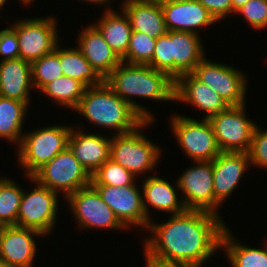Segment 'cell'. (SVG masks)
<instances>
[{
  "instance_id": "34",
  "label": "cell",
  "mask_w": 267,
  "mask_h": 267,
  "mask_svg": "<svg viewBox=\"0 0 267 267\" xmlns=\"http://www.w3.org/2000/svg\"><path fill=\"white\" fill-rule=\"evenodd\" d=\"M235 14H240L251 28L263 30L267 27V0H249Z\"/></svg>"
},
{
  "instance_id": "40",
  "label": "cell",
  "mask_w": 267,
  "mask_h": 267,
  "mask_svg": "<svg viewBox=\"0 0 267 267\" xmlns=\"http://www.w3.org/2000/svg\"><path fill=\"white\" fill-rule=\"evenodd\" d=\"M232 1V15L235 14L243 5H245L249 0H231Z\"/></svg>"
},
{
  "instance_id": "24",
  "label": "cell",
  "mask_w": 267,
  "mask_h": 267,
  "mask_svg": "<svg viewBox=\"0 0 267 267\" xmlns=\"http://www.w3.org/2000/svg\"><path fill=\"white\" fill-rule=\"evenodd\" d=\"M120 8L128 16L132 30L157 39L168 32L161 3L156 0H124Z\"/></svg>"
},
{
  "instance_id": "16",
  "label": "cell",
  "mask_w": 267,
  "mask_h": 267,
  "mask_svg": "<svg viewBox=\"0 0 267 267\" xmlns=\"http://www.w3.org/2000/svg\"><path fill=\"white\" fill-rule=\"evenodd\" d=\"M249 165L246 152H221L212 161L215 214L220 215L218 209L235 192Z\"/></svg>"
},
{
  "instance_id": "26",
  "label": "cell",
  "mask_w": 267,
  "mask_h": 267,
  "mask_svg": "<svg viewBox=\"0 0 267 267\" xmlns=\"http://www.w3.org/2000/svg\"><path fill=\"white\" fill-rule=\"evenodd\" d=\"M233 231L225 227L221 236V250L232 267H267V239L262 248L249 247L234 237ZM242 243V244H241Z\"/></svg>"
},
{
  "instance_id": "27",
  "label": "cell",
  "mask_w": 267,
  "mask_h": 267,
  "mask_svg": "<svg viewBox=\"0 0 267 267\" xmlns=\"http://www.w3.org/2000/svg\"><path fill=\"white\" fill-rule=\"evenodd\" d=\"M60 44L59 42V62L63 75L79 80L86 87L100 85L105 81L76 46L62 48Z\"/></svg>"
},
{
  "instance_id": "13",
  "label": "cell",
  "mask_w": 267,
  "mask_h": 267,
  "mask_svg": "<svg viewBox=\"0 0 267 267\" xmlns=\"http://www.w3.org/2000/svg\"><path fill=\"white\" fill-rule=\"evenodd\" d=\"M67 206L71 208L75 222L80 228L122 230L127 229L116 218L113 210L102 200L100 194L92 186L79 189L70 194L66 199Z\"/></svg>"
},
{
  "instance_id": "1",
  "label": "cell",
  "mask_w": 267,
  "mask_h": 267,
  "mask_svg": "<svg viewBox=\"0 0 267 267\" xmlns=\"http://www.w3.org/2000/svg\"><path fill=\"white\" fill-rule=\"evenodd\" d=\"M227 224L215 213L186 209L168 220L150 222L143 249L162 260L202 267L221 249V236ZM150 231V232H149Z\"/></svg>"
},
{
  "instance_id": "37",
  "label": "cell",
  "mask_w": 267,
  "mask_h": 267,
  "mask_svg": "<svg viewBox=\"0 0 267 267\" xmlns=\"http://www.w3.org/2000/svg\"><path fill=\"white\" fill-rule=\"evenodd\" d=\"M200 2L211 14V16L220 22L229 15H232V1L231 0H197Z\"/></svg>"
},
{
  "instance_id": "33",
  "label": "cell",
  "mask_w": 267,
  "mask_h": 267,
  "mask_svg": "<svg viewBox=\"0 0 267 267\" xmlns=\"http://www.w3.org/2000/svg\"><path fill=\"white\" fill-rule=\"evenodd\" d=\"M156 40L145 33L132 30L128 49L121 61L148 65L154 55Z\"/></svg>"
},
{
  "instance_id": "2",
  "label": "cell",
  "mask_w": 267,
  "mask_h": 267,
  "mask_svg": "<svg viewBox=\"0 0 267 267\" xmlns=\"http://www.w3.org/2000/svg\"><path fill=\"white\" fill-rule=\"evenodd\" d=\"M105 82L145 120H154L153 113L133 98L174 102L175 80L167 73L145 64L121 63L105 78Z\"/></svg>"
},
{
  "instance_id": "21",
  "label": "cell",
  "mask_w": 267,
  "mask_h": 267,
  "mask_svg": "<svg viewBox=\"0 0 267 267\" xmlns=\"http://www.w3.org/2000/svg\"><path fill=\"white\" fill-rule=\"evenodd\" d=\"M144 178L145 180L143 179L140 182L142 183L140 186L142 188L143 205L149 223L152 221L149 207L171 215L180 214L186 210L181 196H178L179 188L176 180L174 186H172L173 183L171 184L165 178L163 179V177L161 178L157 175L152 174Z\"/></svg>"
},
{
  "instance_id": "9",
  "label": "cell",
  "mask_w": 267,
  "mask_h": 267,
  "mask_svg": "<svg viewBox=\"0 0 267 267\" xmlns=\"http://www.w3.org/2000/svg\"><path fill=\"white\" fill-rule=\"evenodd\" d=\"M34 186L31 192L23 190L17 215V226L35 229L44 236L52 234L57 221L58 193L40 185L32 176L25 175Z\"/></svg>"
},
{
  "instance_id": "31",
  "label": "cell",
  "mask_w": 267,
  "mask_h": 267,
  "mask_svg": "<svg viewBox=\"0 0 267 267\" xmlns=\"http://www.w3.org/2000/svg\"><path fill=\"white\" fill-rule=\"evenodd\" d=\"M31 73L33 88L39 92L46 84L63 76L59 62V43L52 52L31 63Z\"/></svg>"
},
{
  "instance_id": "36",
  "label": "cell",
  "mask_w": 267,
  "mask_h": 267,
  "mask_svg": "<svg viewBox=\"0 0 267 267\" xmlns=\"http://www.w3.org/2000/svg\"><path fill=\"white\" fill-rule=\"evenodd\" d=\"M0 61L19 58V41L11 27L0 29Z\"/></svg>"
},
{
  "instance_id": "20",
  "label": "cell",
  "mask_w": 267,
  "mask_h": 267,
  "mask_svg": "<svg viewBox=\"0 0 267 267\" xmlns=\"http://www.w3.org/2000/svg\"><path fill=\"white\" fill-rule=\"evenodd\" d=\"M168 31L199 34V29L213 26L216 20L197 0L161 4Z\"/></svg>"
},
{
  "instance_id": "42",
  "label": "cell",
  "mask_w": 267,
  "mask_h": 267,
  "mask_svg": "<svg viewBox=\"0 0 267 267\" xmlns=\"http://www.w3.org/2000/svg\"><path fill=\"white\" fill-rule=\"evenodd\" d=\"M21 2V4H23L24 6H31V3H34V0H19Z\"/></svg>"
},
{
  "instance_id": "29",
  "label": "cell",
  "mask_w": 267,
  "mask_h": 267,
  "mask_svg": "<svg viewBox=\"0 0 267 267\" xmlns=\"http://www.w3.org/2000/svg\"><path fill=\"white\" fill-rule=\"evenodd\" d=\"M86 88L79 80L63 75L46 84L40 91L59 107H67L66 109L74 111Z\"/></svg>"
},
{
  "instance_id": "5",
  "label": "cell",
  "mask_w": 267,
  "mask_h": 267,
  "mask_svg": "<svg viewBox=\"0 0 267 267\" xmlns=\"http://www.w3.org/2000/svg\"><path fill=\"white\" fill-rule=\"evenodd\" d=\"M152 123L155 121L145 120L135 130L113 135L111 138L110 159L119 163L137 178L142 174L154 172L162 156L161 147L154 144L143 133L145 128L152 126L150 125Z\"/></svg>"
},
{
  "instance_id": "35",
  "label": "cell",
  "mask_w": 267,
  "mask_h": 267,
  "mask_svg": "<svg viewBox=\"0 0 267 267\" xmlns=\"http://www.w3.org/2000/svg\"><path fill=\"white\" fill-rule=\"evenodd\" d=\"M264 130L258 124L255 126L248 155L251 165L267 169V130Z\"/></svg>"
},
{
  "instance_id": "41",
  "label": "cell",
  "mask_w": 267,
  "mask_h": 267,
  "mask_svg": "<svg viewBox=\"0 0 267 267\" xmlns=\"http://www.w3.org/2000/svg\"><path fill=\"white\" fill-rule=\"evenodd\" d=\"M161 4H165V3H173V2H183V1H187V0H156Z\"/></svg>"
},
{
  "instance_id": "38",
  "label": "cell",
  "mask_w": 267,
  "mask_h": 267,
  "mask_svg": "<svg viewBox=\"0 0 267 267\" xmlns=\"http://www.w3.org/2000/svg\"><path fill=\"white\" fill-rule=\"evenodd\" d=\"M143 252L145 255V267H191L185 263L159 259L148 253L145 249Z\"/></svg>"
},
{
  "instance_id": "25",
  "label": "cell",
  "mask_w": 267,
  "mask_h": 267,
  "mask_svg": "<svg viewBox=\"0 0 267 267\" xmlns=\"http://www.w3.org/2000/svg\"><path fill=\"white\" fill-rule=\"evenodd\" d=\"M103 10L104 13L93 25L100 31L113 52L121 59L129 46L132 27L128 16L120 8Z\"/></svg>"
},
{
  "instance_id": "43",
  "label": "cell",
  "mask_w": 267,
  "mask_h": 267,
  "mask_svg": "<svg viewBox=\"0 0 267 267\" xmlns=\"http://www.w3.org/2000/svg\"><path fill=\"white\" fill-rule=\"evenodd\" d=\"M6 2H9V1L8 0H0V10L4 11L3 7H5L4 5L7 4ZM0 13H1V11H0Z\"/></svg>"
},
{
  "instance_id": "7",
  "label": "cell",
  "mask_w": 267,
  "mask_h": 267,
  "mask_svg": "<svg viewBox=\"0 0 267 267\" xmlns=\"http://www.w3.org/2000/svg\"><path fill=\"white\" fill-rule=\"evenodd\" d=\"M170 117L174 139L191 161H213L221 153L208 119H193L179 113Z\"/></svg>"
},
{
  "instance_id": "12",
  "label": "cell",
  "mask_w": 267,
  "mask_h": 267,
  "mask_svg": "<svg viewBox=\"0 0 267 267\" xmlns=\"http://www.w3.org/2000/svg\"><path fill=\"white\" fill-rule=\"evenodd\" d=\"M246 112V104L229 106L208 119L221 152L248 153L257 122H252Z\"/></svg>"
},
{
  "instance_id": "19",
  "label": "cell",
  "mask_w": 267,
  "mask_h": 267,
  "mask_svg": "<svg viewBox=\"0 0 267 267\" xmlns=\"http://www.w3.org/2000/svg\"><path fill=\"white\" fill-rule=\"evenodd\" d=\"M85 127L72 129L68 139V148L75 158L92 176L107 160L110 159L111 137L102 134L84 132Z\"/></svg>"
},
{
  "instance_id": "22",
  "label": "cell",
  "mask_w": 267,
  "mask_h": 267,
  "mask_svg": "<svg viewBox=\"0 0 267 267\" xmlns=\"http://www.w3.org/2000/svg\"><path fill=\"white\" fill-rule=\"evenodd\" d=\"M76 43L83 56L104 79L121 63L93 24L83 27Z\"/></svg>"
},
{
  "instance_id": "14",
  "label": "cell",
  "mask_w": 267,
  "mask_h": 267,
  "mask_svg": "<svg viewBox=\"0 0 267 267\" xmlns=\"http://www.w3.org/2000/svg\"><path fill=\"white\" fill-rule=\"evenodd\" d=\"M111 208L119 222L129 231L132 227L147 231L149 219L143 205L142 188L138 184L124 187L92 185ZM141 190V191H140Z\"/></svg>"
},
{
  "instance_id": "18",
  "label": "cell",
  "mask_w": 267,
  "mask_h": 267,
  "mask_svg": "<svg viewBox=\"0 0 267 267\" xmlns=\"http://www.w3.org/2000/svg\"><path fill=\"white\" fill-rule=\"evenodd\" d=\"M174 102L190 104L209 119L226 110L229 105L213 89L198 80L192 73H185L175 80Z\"/></svg>"
},
{
  "instance_id": "28",
  "label": "cell",
  "mask_w": 267,
  "mask_h": 267,
  "mask_svg": "<svg viewBox=\"0 0 267 267\" xmlns=\"http://www.w3.org/2000/svg\"><path fill=\"white\" fill-rule=\"evenodd\" d=\"M25 102L0 97V138L19 146L23 125L29 112Z\"/></svg>"
},
{
  "instance_id": "17",
  "label": "cell",
  "mask_w": 267,
  "mask_h": 267,
  "mask_svg": "<svg viewBox=\"0 0 267 267\" xmlns=\"http://www.w3.org/2000/svg\"><path fill=\"white\" fill-rule=\"evenodd\" d=\"M44 235L31 228L17 225L1 226V260L10 267H33L37 250L36 239Z\"/></svg>"
},
{
  "instance_id": "3",
  "label": "cell",
  "mask_w": 267,
  "mask_h": 267,
  "mask_svg": "<svg viewBox=\"0 0 267 267\" xmlns=\"http://www.w3.org/2000/svg\"><path fill=\"white\" fill-rule=\"evenodd\" d=\"M74 111L84 116L93 126L113 131L110 136L131 132L145 121L105 81L100 85L87 87Z\"/></svg>"
},
{
  "instance_id": "8",
  "label": "cell",
  "mask_w": 267,
  "mask_h": 267,
  "mask_svg": "<svg viewBox=\"0 0 267 267\" xmlns=\"http://www.w3.org/2000/svg\"><path fill=\"white\" fill-rule=\"evenodd\" d=\"M32 178L40 185L56 193H62L64 199L77 190L91 185V175L68 147L38 169Z\"/></svg>"
},
{
  "instance_id": "10",
  "label": "cell",
  "mask_w": 267,
  "mask_h": 267,
  "mask_svg": "<svg viewBox=\"0 0 267 267\" xmlns=\"http://www.w3.org/2000/svg\"><path fill=\"white\" fill-rule=\"evenodd\" d=\"M54 16L19 19L10 26L19 41V58L32 63L52 52L60 36Z\"/></svg>"
},
{
  "instance_id": "15",
  "label": "cell",
  "mask_w": 267,
  "mask_h": 267,
  "mask_svg": "<svg viewBox=\"0 0 267 267\" xmlns=\"http://www.w3.org/2000/svg\"><path fill=\"white\" fill-rule=\"evenodd\" d=\"M176 181L186 209L214 213L212 161H194Z\"/></svg>"
},
{
  "instance_id": "44",
  "label": "cell",
  "mask_w": 267,
  "mask_h": 267,
  "mask_svg": "<svg viewBox=\"0 0 267 267\" xmlns=\"http://www.w3.org/2000/svg\"><path fill=\"white\" fill-rule=\"evenodd\" d=\"M0 267H10V266L6 264L4 261L0 260Z\"/></svg>"
},
{
  "instance_id": "30",
  "label": "cell",
  "mask_w": 267,
  "mask_h": 267,
  "mask_svg": "<svg viewBox=\"0 0 267 267\" xmlns=\"http://www.w3.org/2000/svg\"><path fill=\"white\" fill-rule=\"evenodd\" d=\"M18 182L0 177V226L17 225V215L23 195Z\"/></svg>"
},
{
  "instance_id": "39",
  "label": "cell",
  "mask_w": 267,
  "mask_h": 267,
  "mask_svg": "<svg viewBox=\"0 0 267 267\" xmlns=\"http://www.w3.org/2000/svg\"><path fill=\"white\" fill-rule=\"evenodd\" d=\"M78 1H80V2H86V3H89V4H93V5H100V6H103V8H104V10H110V9H113L112 7H110V6H112L110 3H112L113 1L112 0H78ZM110 2V3H109ZM110 4V5H109ZM109 5V6H108ZM107 7V8H106Z\"/></svg>"
},
{
  "instance_id": "23",
  "label": "cell",
  "mask_w": 267,
  "mask_h": 267,
  "mask_svg": "<svg viewBox=\"0 0 267 267\" xmlns=\"http://www.w3.org/2000/svg\"><path fill=\"white\" fill-rule=\"evenodd\" d=\"M32 84L31 63L21 58L0 61V97L25 102L29 107Z\"/></svg>"
},
{
  "instance_id": "32",
  "label": "cell",
  "mask_w": 267,
  "mask_h": 267,
  "mask_svg": "<svg viewBox=\"0 0 267 267\" xmlns=\"http://www.w3.org/2000/svg\"><path fill=\"white\" fill-rule=\"evenodd\" d=\"M136 179L130 171L109 159L91 176V185L124 187L135 184Z\"/></svg>"
},
{
  "instance_id": "4",
  "label": "cell",
  "mask_w": 267,
  "mask_h": 267,
  "mask_svg": "<svg viewBox=\"0 0 267 267\" xmlns=\"http://www.w3.org/2000/svg\"><path fill=\"white\" fill-rule=\"evenodd\" d=\"M201 35L168 31L157 38L150 67L167 73L173 80L185 73H191L205 57Z\"/></svg>"
},
{
  "instance_id": "11",
  "label": "cell",
  "mask_w": 267,
  "mask_h": 267,
  "mask_svg": "<svg viewBox=\"0 0 267 267\" xmlns=\"http://www.w3.org/2000/svg\"><path fill=\"white\" fill-rule=\"evenodd\" d=\"M206 57L195 66L191 73L217 92L229 106L246 104L247 75L229 64L207 60Z\"/></svg>"
},
{
  "instance_id": "6",
  "label": "cell",
  "mask_w": 267,
  "mask_h": 267,
  "mask_svg": "<svg viewBox=\"0 0 267 267\" xmlns=\"http://www.w3.org/2000/svg\"><path fill=\"white\" fill-rule=\"evenodd\" d=\"M72 126L52 125L23 134L17 147L16 163L21 166L26 175L32 176L45 163L52 160L58 153L68 147V139ZM18 153V154H17Z\"/></svg>"
}]
</instances>
